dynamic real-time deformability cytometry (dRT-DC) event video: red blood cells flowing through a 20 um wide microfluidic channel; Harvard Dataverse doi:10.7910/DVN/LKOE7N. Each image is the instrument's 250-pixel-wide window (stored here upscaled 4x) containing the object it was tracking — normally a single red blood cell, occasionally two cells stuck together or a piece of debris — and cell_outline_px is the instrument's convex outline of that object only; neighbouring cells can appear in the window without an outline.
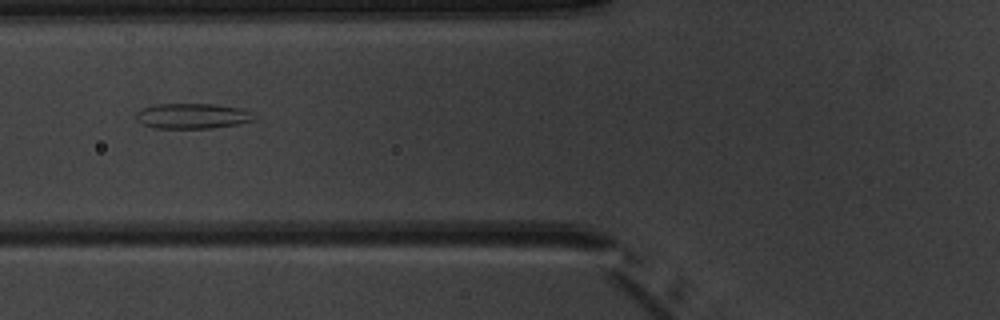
{"species": "common noctule bat (a hibernating species)", "species_latin": "Nyctalus noctula", "temperature_condition": "warm", "stored_images_in_passage": 9, "camera_frame_rate_fps": 3000, "um_per_image_px": 0.085, "animal": {"sex": "male", "body_mass_g": 20.1, "forearm_length_mm": 53.5}, "frame": {"image": 1, "passage_image": 6, "time_ms": 6.667, "image_size_px": [1000, 320], "cell_outline_px": [[256, 120], [240, 124], [212, 128], [152, 128], [136, 120], [136, 112], [144, 108], [156, 104], [212, 104], [244, 108], [252, 112]], "centroid_in_image_um": [16.4, 9.86], "position_along_channel_um": 109.4, "area_um2": 17.57}}
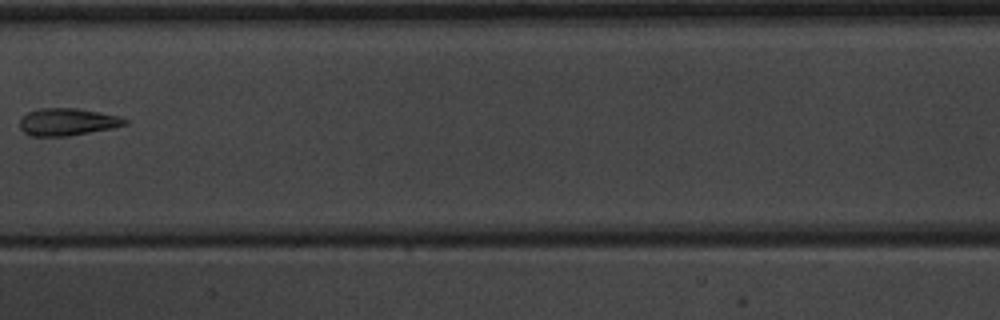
{"frame": {"image": 2, "passage_image": 8, "time_ms": 9.0, "image_size_px": [1000, 320], "cell_outline_px": [[128, 124], [112, 128], [68, 136], [32, 136], [24, 132], [20, 128], [20, 120], [28, 112], [40, 108], [76, 108], [100, 112], [120, 116], [128, 120]], "centroid_in_image_um": [5.75, 10.36], "position_along_channel_um": 201.6, "area_um2": 16.7}}
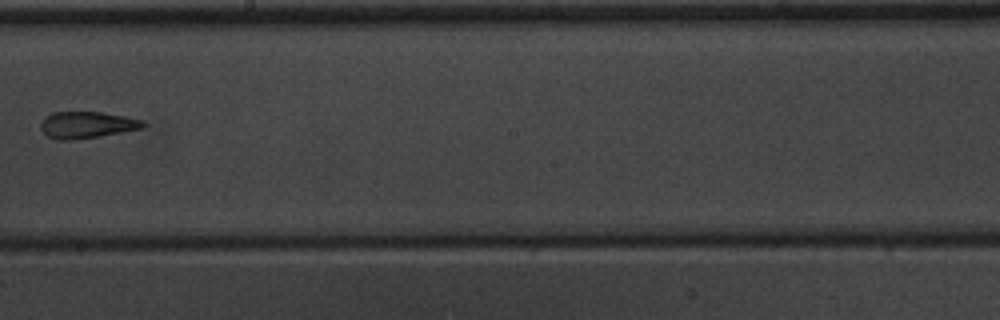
{"frame": {"image": 3, "passage_image": 9, "time_ms": 10.0, "image_size_px": [1000, 320], "cell_outline_px": [[148, 124], [144, 128], [100, 136], [72, 140], [56, 140], [48, 136], [40, 128], [40, 124], [44, 116], [52, 112], [100, 112], [124, 116], [144, 120]], "centroid_in_image_um": [7.39, 10.61], "position_along_channel_um": 240.8, "area_um2": 16.07}}